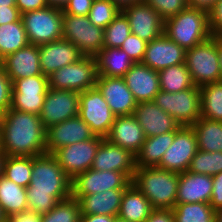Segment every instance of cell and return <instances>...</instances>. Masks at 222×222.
<instances>
[{
    "label": "cell",
    "instance_id": "31",
    "mask_svg": "<svg viewBox=\"0 0 222 222\" xmlns=\"http://www.w3.org/2000/svg\"><path fill=\"white\" fill-rule=\"evenodd\" d=\"M198 150L222 152V122L200 117L193 125Z\"/></svg>",
    "mask_w": 222,
    "mask_h": 222
},
{
    "label": "cell",
    "instance_id": "50",
    "mask_svg": "<svg viewBox=\"0 0 222 222\" xmlns=\"http://www.w3.org/2000/svg\"><path fill=\"white\" fill-rule=\"evenodd\" d=\"M145 222H175L172 209H153Z\"/></svg>",
    "mask_w": 222,
    "mask_h": 222
},
{
    "label": "cell",
    "instance_id": "18",
    "mask_svg": "<svg viewBox=\"0 0 222 222\" xmlns=\"http://www.w3.org/2000/svg\"><path fill=\"white\" fill-rule=\"evenodd\" d=\"M96 87L115 116L133 115L137 102L122 77L98 75Z\"/></svg>",
    "mask_w": 222,
    "mask_h": 222
},
{
    "label": "cell",
    "instance_id": "63",
    "mask_svg": "<svg viewBox=\"0 0 222 222\" xmlns=\"http://www.w3.org/2000/svg\"><path fill=\"white\" fill-rule=\"evenodd\" d=\"M0 66H2V58L0 57Z\"/></svg>",
    "mask_w": 222,
    "mask_h": 222
},
{
    "label": "cell",
    "instance_id": "37",
    "mask_svg": "<svg viewBox=\"0 0 222 222\" xmlns=\"http://www.w3.org/2000/svg\"><path fill=\"white\" fill-rule=\"evenodd\" d=\"M81 210L78 200L70 197L58 202L48 213L41 215V222H80Z\"/></svg>",
    "mask_w": 222,
    "mask_h": 222
},
{
    "label": "cell",
    "instance_id": "52",
    "mask_svg": "<svg viewBox=\"0 0 222 222\" xmlns=\"http://www.w3.org/2000/svg\"><path fill=\"white\" fill-rule=\"evenodd\" d=\"M5 222H41V215L26 211L6 217Z\"/></svg>",
    "mask_w": 222,
    "mask_h": 222
},
{
    "label": "cell",
    "instance_id": "19",
    "mask_svg": "<svg viewBox=\"0 0 222 222\" xmlns=\"http://www.w3.org/2000/svg\"><path fill=\"white\" fill-rule=\"evenodd\" d=\"M185 51L164 33L147 43L142 64L155 71L185 63Z\"/></svg>",
    "mask_w": 222,
    "mask_h": 222
},
{
    "label": "cell",
    "instance_id": "20",
    "mask_svg": "<svg viewBox=\"0 0 222 222\" xmlns=\"http://www.w3.org/2000/svg\"><path fill=\"white\" fill-rule=\"evenodd\" d=\"M39 56L42 74L48 77L58 69L77 62L84 55L78 47L62 38L40 45Z\"/></svg>",
    "mask_w": 222,
    "mask_h": 222
},
{
    "label": "cell",
    "instance_id": "26",
    "mask_svg": "<svg viewBox=\"0 0 222 222\" xmlns=\"http://www.w3.org/2000/svg\"><path fill=\"white\" fill-rule=\"evenodd\" d=\"M125 189H110L78 199L82 215L118 216Z\"/></svg>",
    "mask_w": 222,
    "mask_h": 222
},
{
    "label": "cell",
    "instance_id": "53",
    "mask_svg": "<svg viewBox=\"0 0 222 222\" xmlns=\"http://www.w3.org/2000/svg\"><path fill=\"white\" fill-rule=\"evenodd\" d=\"M218 0H187L188 7L209 14Z\"/></svg>",
    "mask_w": 222,
    "mask_h": 222
},
{
    "label": "cell",
    "instance_id": "8",
    "mask_svg": "<svg viewBox=\"0 0 222 222\" xmlns=\"http://www.w3.org/2000/svg\"><path fill=\"white\" fill-rule=\"evenodd\" d=\"M97 60L83 56L75 63L64 66L48 76L49 88L77 91L79 93L96 87Z\"/></svg>",
    "mask_w": 222,
    "mask_h": 222
},
{
    "label": "cell",
    "instance_id": "27",
    "mask_svg": "<svg viewBox=\"0 0 222 222\" xmlns=\"http://www.w3.org/2000/svg\"><path fill=\"white\" fill-rule=\"evenodd\" d=\"M152 210L149 200L131 183L123 193L118 217L128 222H145Z\"/></svg>",
    "mask_w": 222,
    "mask_h": 222
},
{
    "label": "cell",
    "instance_id": "16",
    "mask_svg": "<svg viewBox=\"0 0 222 222\" xmlns=\"http://www.w3.org/2000/svg\"><path fill=\"white\" fill-rule=\"evenodd\" d=\"M129 21L131 33L150 42L164 33V20L144 1L135 3L122 10Z\"/></svg>",
    "mask_w": 222,
    "mask_h": 222
},
{
    "label": "cell",
    "instance_id": "3",
    "mask_svg": "<svg viewBox=\"0 0 222 222\" xmlns=\"http://www.w3.org/2000/svg\"><path fill=\"white\" fill-rule=\"evenodd\" d=\"M179 173L158 167H137L132 184L149 200L153 209H173Z\"/></svg>",
    "mask_w": 222,
    "mask_h": 222
},
{
    "label": "cell",
    "instance_id": "57",
    "mask_svg": "<svg viewBox=\"0 0 222 222\" xmlns=\"http://www.w3.org/2000/svg\"><path fill=\"white\" fill-rule=\"evenodd\" d=\"M217 51H218L219 64L222 74V37H217Z\"/></svg>",
    "mask_w": 222,
    "mask_h": 222
},
{
    "label": "cell",
    "instance_id": "10",
    "mask_svg": "<svg viewBox=\"0 0 222 222\" xmlns=\"http://www.w3.org/2000/svg\"><path fill=\"white\" fill-rule=\"evenodd\" d=\"M95 136L106 138L115 120L107 101L97 87L80 93L79 115Z\"/></svg>",
    "mask_w": 222,
    "mask_h": 222
},
{
    "label": "cell",
    "instance_id": "17",
    "mask_svg": "<svg viewBox=\"0 0 222 222\" xmlns=\"http://www.w3.org/2000/svg\"><path fill=\"white\" fill-rule=\"evenodd\" d=\"M94 136L89 125L76 116L46 129V151L53 154L63 146L86 141Z\"/></svg>",
    "mask_w": 222,
    "mask_h": 222
},
{
    "label": "cell",
    "instance_id": "14",
    "mask_svg": "<svg viewBox=\"0 0 222 222\" xmlns=\"http://www.w3.org/2000/svg\"><path fill=\"white\" fill-rule=\"evenodd\" d=\"M103 141L100 136L63 146L57 149L53 155L64 172L73 179L92 167L96 152Z\"/></svg>",
    "mask_w": 222,
    "mask_h": 222
},
{
    "label": "cell",
    "instance_id": "60",
    "mask_svg": "<svg viewBox=\"0 0 222 222\" xmlns=\"http://www.w3.org/2000/svg\"><path fill=\"white\" fill-rule=\"evenodd\" d=\"M215 222H222V209L215 210Z\"/></svg>",
    "mask_w": 222,
    "mask_h": 222
},
{
    "label": "cell",
    "instance_id": "39",
    "mask_svg": "<svg viewBox=\"0 0 222 222\" xmlns=\"http://www.w3.org/2000/svg\"><path fill=\"white\" fill-rule=\"evenodd\" d=\"M131 34L129 21L125 14H119L104 29V45L108 48H120L124 40Z\"/></svg>",
    "mask_w": 222,
    "mask_h": 222
},
{
    "label": "cell",
    "instance_id": "45",
    "mask_svg": "<svg viewBox=\"0 0 222 222\" xmlns=\"http://www.w3.org/2000/svg\"><path fill=\"white\" fill-rule=\"evenodd\" d=\"M12 82L3 66H0V116L11 108Z\"/></svg>",
    "mask_w": 222,
    "mask_h": 222
},
{
    "label": "cell",
    "instance_id": "55",
    "mask_svg": "<svg viewBox=\"0 0 222 222\" xmlns=\"http://www.w3.org/2000/svg\"><path fill=\"white\" fill-rule=\"evenodd\" d=\"M121 11L129 7L130 5H133L135 3L141 2L143 0H111Z\"/></svg>",
    "mask_w": 222,
    "mask_h": 222
},
{
    "label": "cell",
    "instance_id": "41",
    "mask_svg": "<svg viewBox=\"0 0 222 222\" xmlns=\"http://www.w3.org/2000/svg\"><path fill=\"white\" fill-rule=\"evenodd\" d=\"M46 93H12L11 108L40 115Z\"/></svg>",
    "mask_w": 222,
    "mask_h": 222
},
{
    "label": "cell",
    "instance_id": "42",
    "mask_svg": "<svg viewBox=\"0 0 222 222\" xmlns=\"http://www.w3.org/2000/svg\"><path fill=\"white\" fill-rule=\"evenodd\" d=\"M49 89L48 77L36 75L12 82V93H47Z\"/></svg>",
    "mask_w": 222,
    "mask_h": 222
},
{
    "label": "cell",
    "instance_id": "59",
    "mask_svg": "<svg viewBox=\"0 0 222 222\" xmlns=\"http://www.w3.org/2000/svg\"><path fill=\"white\" fill-rule=\"evenodd\" d=\"M6 155L0 150V177L3 175V164Z\"/></svg>",
    "mask_w": 222,
    "mask_h": 222
},
{
    "label": "cell",
    "instance_id": "1",
    "mask_svg": "<svg viewBox=\"0 0 222 222\" xmlns=\"http://www.w3.org/2000/svg\"><path fill=\"white\" fill-rule=\"evenodd\" d=\"M72 179L52 153L32 157L31 182L26 188L28 211L45 214L71 197Z\"/></svg>",
    "mask_w": 222,
    "mask_h": 222
},
{
    "label": "cell",
    "instance_id": "56",
    "mask_svg": "<svg viewBox=\"0 0 222 222\" xmlns=\"http://www.w3.org/2000/svg\"><path fill=\"white\" fill-rule=\"evenodd\" d=\"M47 4L52 7H58L63 9L69 0H46Z\"/></svg>",
    "mask_w": 222,
    "mask_h": 222
},
{
    "label": "cell",
    "instance_id": "25",
    "mask_svg": "<svg viewBox=\"0 0 222 222\" xmlns=\"http://www.w3.org/2000/svg\"><path fill=\"white\" fill-rule=\"evenodd\" d=\"M106 139L136 155L140 151L146 136L135 117L129 115L115 117Z\"/></svg>",
    "mask_w": 222,
    "mask_h": 222
},
{
    "label": "cell",
    "instance_id": "2",
    "mask_svg": "<svg viewBox=\"0 0 222 222\" xmlns=\"http://www.w3.org/2000/svg\"><path fill=\"white\" fill-rule=\"evenodd\" d=\"M0 150L6 156L47 153L46 128L39 115L9 108L0 116Z\"/></svg>",
    "mask_w": 222,
    "mask_h": 222
},
{
    "label": "cell",
    "instance_id": "54",
    "mask_svg": "<svg viewBox=\"0 0 222 222\" xmlns=\"http://www.w3.org/2000/svg\"><path fill=\"white\" fill-rule=\"evenodd\" d=\"M115 216L82 215L80 222H114Z\"/></svg>",
    "mask_w": 222,
    "mask_h": 222
},
{
    "label": "cell",
    "instance_id": "15",
    "mask_svg": "<svg viewBox=\"0 0 222 222\" xmlns=\"http://www.w3.org/2000/svg\"><path fill=\"white\" fill-rule=\"evenodd\" d=\"M96 171H118L131 181L136 171V155L103 138L92 164Z\"/></svg>",
    "mask_w": 222,
    "mask_h": 222
},
{
    "label": "cell",
    "instance_id": "11",
    "mask_svg": "<svg viewBox=\"0 0 222 222\" xmlns=\"http://www.w3.org/2000/svg\"><path fill=\"white\" fill-rule=\"evenodd\" d=\"M131 180L118 171H96L92 168L72 179L71 197L78 200L84 195L96 194L110 189H126Z\"/></svg>",
    "mask_w": 222,
    "mask_h": 222
},
{
    "label": "cell",
    "instance_id": "51",
    "mask_svg": "<svg viewBox=\"0 0 222 222\" xmlns=\"http://www.w3.org/2000/svg\"><path fill=\"white\" fill-rule=\"evenodd\" d=\"M21 19V14L16 6L0 8V25L17 22Z\"/></svg>",
    "mask_w": 222,
    "mask_h": 222
},
{
    "label": "cell",
    "instance_id": "47",
    "mask_svg": "<svg viewBox=\"0 0 222 222\" xmlns=\"http://www.w3.org/2000/svg\"><path fill=\"white\" fill-rule=\"evenodd\" d=\"M94 0H69L64 6L63 14L75 16H88Z\"/></svg>",
    "mask_w": 222,
    "mask_h": 222
},
{
    "label": "cell",
    "instance_id": "34",
    "mask_svg": "<svg viewBox=\"0 0 222 222\" xmlns=\"http://www.w3.org/2000/svg\"><path fill=\"white\" fill-rule=\"evenodd\" d=\"M201 92V117L222 122V80L205 84Z\"/></svg>",
    "mask_w": 222,
    "mask_h": 222
},
{
    "label": "cell",
    "instance_id": "12",
    "mask_svg": "<svg viewBox=\"0 0 222 222\" xmlns=\"http://www.w3.org/2000/svg\"><path fill=\"white\" fill-rule=\"evenodd\" d=\"M197 151V137L192 126H179L173 143L165 151L157 167L180 174L188 170Z\"/></svg>",
    "mask_w": 222,
    "mask_h": 222
},
{
    "label": "cell",
    "instance_id": "7",
    "mask_svg": "<svg viewBox=\"0 0 222 222\" xmlns=\"http://www.w3.org/2000/svg\"><path fill=\"white\" fill-rule=\"evenodd\" d=\"M154 102L180 126H192L201 117V92L198 86L176 93L160 90Z\"/></svg>",
    "mask_w": 222,
    "mask_h": 222
},
{
    "label": "cell",
    "instance_id": "48",
    "mask_svg": "<svg viewBox=\"0 0 222 222\" xmlns=\"http://www.w3.org/2000/svg\"><path fill=\"white\" fill-rule=\"evenodd\" d=\"M212 180L210 205L214 210L222 209V172L212 176Z\"/></svg>",
    "mask_w": 222,
    "mask_h": 222
},
{
    "label": "cell",
    "instance_id": "49",
    "mask_svg": "<svg viewBox=\"0 0 222 222\" xmlns=\"http://www.w3.org/2000/svg\"><path fill=\"white\" fill-rule=\"evenodd\" d=\"M49 6L46 0H16V7L20 14L29 11L40 10Z\"/></svg>",
    "mask_w": 222,
    "mask_h": 222
},
{
    "label": "cell",
    "instance_id": "36",
    "mask_svg": "<svg viewBox=\"0 0 222 222\" xmlns=\"http://www.w3.org/2000/svg\"><path fill=\"white\" fill-rule=\"evenodd\" d=\"M175 222H215V210L208 203H176Z\"/></svg>",
    "mask_w": 222,
    "mask_h": 222
},
{
    "label": "cell",
    "instance_id": "40",
    "mask_svg": "<svg viewBox=\"0 0 222 222\" xmlns=\"http://www.w3.org/2000/svg\"><path fill=\"white\" fill-rule=\"evenodd\" d=\"M120 11L111 0H94L87 17L93 25L105 29Z\"/></svg>",
    "mask_w": 222,
    "mask_h": 222
},
{
    "label": "cell",
    "instance_id": "61",
    "mask_svg": "<svg viewBox=\"0 0 222 222\" xmlns=\"http://www.w3.org/2000/svg\"><path fill=\"white\" fill-rule=\"evenodd\" d=\"M5 220H6V217H5V215L3 214L2 209H1V207H0V222H5Z\"/></svg>",
    "mask_w": 222,
    "mask_h": 222
},
{
    "label": "cell",
    "instance_id": "29",
    "mask_svg": "<svg viewBox=\"0 0 222 222\" xmlns=\"http://www.w3.org/2000/svg\"><path fill=\"white\" fill-rule=\"evenodd\" d=\"M176 130L169 133L147 137L136 154V167H157L175 138Z\"/></svg>",
    "mask_w": 222,
    "mask_h": 222
},
{
    "label": "cell",
    "instance_id": "32",
    "mask_svg": "<svg viewBox=\"0 0 222 222\" xmlns=\"http://www.w3.org/2000/svg\"><path fill=\"white\" fill-rule=\"evenodd\" d=\"M29 44L22 19L0 25V57L15 53Z\"/></svg>",
    "mask_w": 222,
    "mask_h": 222
},
{
    "label": "cell",
    "instance_id": "23",
    "mask_svg": "<svg viewBox=\"0 0 222 222\" xmlns=\"http://www.w3.org/2000/svg\"><path fill=\"white\" fill-rule=\"evenodd\" d=\"M2 66L11 82L26 77L43 75L40 67L39 46L28 44L2 59Z\"/></svg>",
    "mask_w": 222,
    "mask_h": 222
},
{
    "label": "cell",
    "instance_id": "28",
    "mask_svg": "<svg viewBox=\"0 0 222 222\" xmlns=\"http://www.w3.org/2000/svg\"><path fill=\"white\" fill-rule=\"evenodd\" d=\"M99 76L123 77L134 62L120 48L103 49L95 56Z\"/></svg>",
    "mask_w": 222,
    "mask_h": 222
},
{
    "label": "cell",
    "instance_id": "46",
    "mask_svg": "<svg viewBox=\"0 0 222 222\" xmlns=\"http://www.w3.org/2000/svg\"><path fill=\"white\" fill-rule=\"evenodd\" d=\"M209 29L212 37H222V0H218L208 14Z\"/></svg>",
    "mask_w": 222,
    "mask_h": 222
},
{
    "label": "cell",
    "instance_id": "24",
    "mask_svg": "<svg viewBox=\"0 0 222 222\" xmlns=\"http://www.w3.org/2000/svg\"><path fill=\"white\" fill-rule=\"evenodd\" d=\"M212 176L185 171L179 174L176 203H208L212 194Z\"/></svg>",
    "mask_w": 222,
    "mask_h": 222
},
{
    "label": "cell",
    "instance_id": "6",
    "mask_svg": "<svg viewBox=\"0 0 222 222\" xmlns=\"http://www.w3.org/2000/svg\"><path fill=\"white\" fill-rule=\"evenodd\" d=\"M29 44L37 46L62 39L63 10L47 6L21 15Z\"/></svg>",
    "mask_w": 222,
    "mask_h": 222
},
{
    "label": "cell",
    "instance_id": "13",
    "mask_svg": "<svg viewBox=\"0 0 222 222\" xmlns=\"http://www.w3.org/2000/svg\"><path fill=\"white\" fill-rule=\"evenodd\" d=\"M80 93L71 90L49 88L41 113L42 124L47 129L79 115Z\"/></svg>",
    "mask_w": 222,
    "mask_h": 222
},
{
    "label": "cell",
    "instance_id": "58",
    "mask_svg": "<svg viewBox=\"0 0 222 222\" xmlns=\"http://www.w3.org/2000/svg\"><path fill=\"white\" fill-rule=\"evenodd\" d=\"M7 6H16V0H0V8H7Z\"/></svg>",
    "mask_w": 222,
    "mask_h": 222
},
{
    "label": "cell",
    "instance_id": "9",
    "mask_svg": "<svg viewBox=\"0 0 222 222\" xmlns=\"http://www.w3.org/2000/svg\"><path fill=\"white\" fill-rule=\"evenodd\" d=\"M64 40L70 41L84 56L95 57L104 45V29L93 25L87 16L63 14Z\"/></svg>",
    "mask_w": 222,
    "mask_h": 222
},
{
    "label": "cell",
    "instance_id": "22",
    "mask_svg": "<svg viewBox=\"0 0 222 222\" xmlns=\"http://www.w3.org/2000/svg\"><path fill=\"white\" fill-rule=\"evenodd\" d=\"M133 116L142 127L146 138L175 131L180 126L154 101L137 103Z\"/></svg>",
    "mask_w": 222,
    "mask_h": 222
},
{
    "label": "cell",
    "instance_id": "4",
    "mask_svg": "<svg viewBox=\"0 0 222 222\" xmlns=\"http://www.w3.org/2000/svg\"><path fill=\"white\" fill-rule=\"evenodd\" d=\"M164 34L184 50L191 49L211 37L208 14L187 7L164 21Z\"/></svg>",
    "mask_w": 222,
    "mask_h": 222
},
{
    "label": "cell",
    "instance_id": "33",
    "mask_svg": "<svg viewBox=\"0 0 222 222\" xmlns=\"http://www.w3.org/2000/svg\"><path fill=\"white\" fill-rule=\"evenodd\" d=\"M160 90L176 93L194 87L185 63L172 65L158 71Z\"/></svg>",
    "mask_w": 222,
    "mask_h": 222
},
{
    "label": "cell",
    "instance_id": "30",
    "mask_svg": "<svg viewBox=\"0 0 222 222\" xmlns=\"http://www.w3.org/2000/svg\"><path fill=\"white\" fill-rule=\"evenodd\" d=\"M0 207L5 217L28 211L26 188L0 177Z\"/></svg>",
    "mask_w": 222,
    "mask_h": 222
},
{
    "label": "cell",
    "instance_id": "43",
    "mask_svg": "<svg viewBox=\"0 0 222 222\" xmlns=\"http://www.w3.org/2000/svg\"><path fill=\"white\" fill-rule=\"evenodd\" d=\"M165 21L188 7L187 0H143Z\"/></svg>",
    "mask_w": 222,
    "mask_h": 222
},
{
    "label": "cell",
    "instance_id": "21",
    "mask_svg": "<svg viewBox=\"0 0 222 222\" xmlns=\"http://www.w3.org/2000/svg\"><path fill=\"white\" fill-rule=\"evenodd\" d=\"M122 78L137 103L154 101L160 91L158 71L142 63H134Z\"/></svg>",
    "mask_w": 222,
    "mask_h": 222
},
{
    "label": "cell",
    "instance_id": "35",
    "mask_svg": "<svg viewBox=\"0 0 222 222\" xmlns=\"http://www.w3.org/2000/svg\"><path fill=\"white\" fill-rule=\"evenodd\" d=\"M32 156H6L3 176L17 185L27 188L31 182Z\"/></svg>",
    "mask_w": 222,
    "mask_h": 222
},
{
    "label": "cell",
    "instance_id": "38",
    "mask_svg": "<svg viewBox=\"0 0 222 222\" xmlns=\"http://www.w3.org/2000/svg\"><path fill=\"white\" fill-rule=\"evenodd\" d=\"M187 171L210 176L222 172V152L198 150L192 158Z\"/></svg>",
    "mask_w": 222,
    "mask_h": 222
},
{
    "label": "cell",
    "instance_id": "44",
    "mask_svg": "<svg viewBox=\"0 0 222 222\" xmlns=\"http://www.w3.org/2000/svg\"><path fill=\"white\" fill-rule=\"evenodd\" d=\"M146 41L131 33L123 42L120 49L125 51L134 63H141L147 46Z\"/></svg>",
    "mask_w": 222,
    "mask_h": 222
},
{
    "label": "cell",
    "instance_id": "5",
    "mask_svg": "<svg viewBox=\"0 0 222 222\" xmlns=\"http://www.w3.org/2000/svg\"><path fill=\"white\" fill-rule=\"evenodd\" d=\"M185 64L195 86L201 87L208 83L222 80L217 51V37L185 51Z\"/></svg>",
    "mask_w": 222,
    "mask_h": 222
},
{
    "label": "cell",
    "instance_id": "62",
    "mask_svg": "<svg viewBox=\"0 0 222 222\" xmlns=\"http://www.w3.org/2000/svg\"><path fill=\"white\" fill-rule=\"evenodd\" d=\"M114 222H128V221L123 220L117 216V217H115Z\"/></svg>",
    "mask_w": 222,
    "mask_h": 222
}]
</instances>
